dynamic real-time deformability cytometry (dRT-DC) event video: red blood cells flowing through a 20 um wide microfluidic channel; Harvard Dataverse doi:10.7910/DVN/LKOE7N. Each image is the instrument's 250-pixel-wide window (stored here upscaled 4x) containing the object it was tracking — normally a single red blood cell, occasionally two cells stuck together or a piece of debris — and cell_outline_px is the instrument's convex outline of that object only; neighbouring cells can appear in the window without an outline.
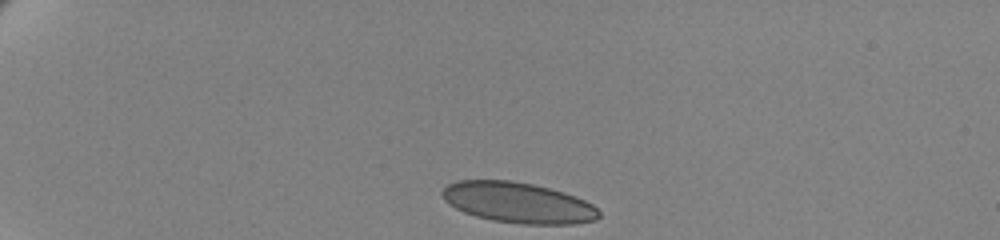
{"species": "human", "species_latin": "Homo sapiens", "temperature_condition": "cold", "stored_images_in_passage": 42, "camera_frame_rate_fps": 3000, "um_per_image_px": 0.085, "donor": {"sex": "female"}, "frame": {"image": 1, "passage_image": 1, "time_ms": 0.0, "image_size_px": [1000, 240], "cell_outline_px": [[600, 216], [596, 220], [576, 224], [520, 224], [492, 220], [476, 216], [464, 212], [448, 204], [444, 200], [440, 192], [448, 184], [456, 180], [512, 180], [532, 184], [564, 192], [576, 196], [592, 204], [600, 212]], "centroid_in_image_um": [44.03, 17.22], "position_along_channel_um": 41.0, "area_um2": 37.28}}
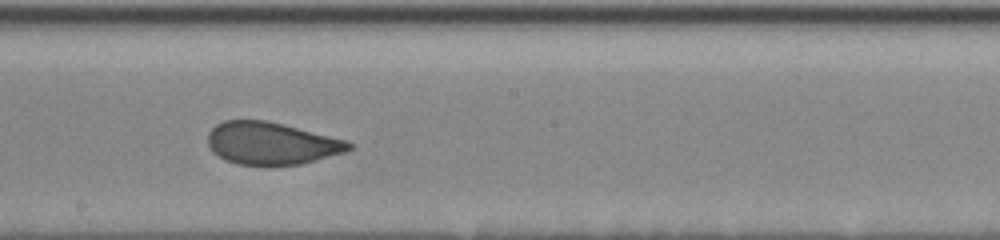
{"frame": {"image": 2, "passage_image": 23, "time_ms": 7.333, "image_size_px": [1000, 240], "cell_outline_px": [[352, 148], [344, 152], [316, 160], [300, 164], [268, 168], [236, 164], [224, 160], [212, 152], [208, 144], [208, 132], [216, 124], [224, 120], [268, 120], [348, 140], [352, 144]], "centroid_in_image_um": [23.04, 12.21], "position_along_channel_um": 225.2, "area_um2": 35.72}}
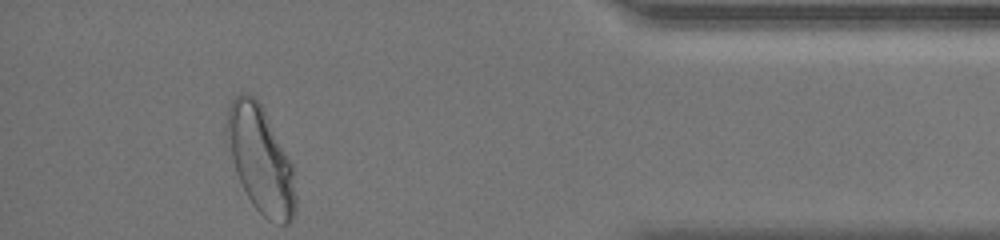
{"frame": {"image": 3, "passage_image": 42, "time_ms": 13.667, "image_size_px": [1000, 240], "cell_outline_px": [[296, 212], [292, 220], [288, 224], [280, 224], [268, 220], [252, 204], [236, 172], [224, 136], [228, 108], [232, 100], [240, 92], [244, 92], [256, 96], [296, 168]], "centroid_in_image_um": [22.18, 13.57], "position_along_channel_um": 413.0, "area_um2": 43.41}, "authors_computed_cell_mechanics": {"area_um2": 36.3851, "velocity_mm_per_s": 3.4417, "shape_relaxation_time_tau1_ms": 5.796, "shape_relaxation_time_tau2_ms": null, "deformation_change_tau1": 0.1646, "deformation_change_tau2": null}}